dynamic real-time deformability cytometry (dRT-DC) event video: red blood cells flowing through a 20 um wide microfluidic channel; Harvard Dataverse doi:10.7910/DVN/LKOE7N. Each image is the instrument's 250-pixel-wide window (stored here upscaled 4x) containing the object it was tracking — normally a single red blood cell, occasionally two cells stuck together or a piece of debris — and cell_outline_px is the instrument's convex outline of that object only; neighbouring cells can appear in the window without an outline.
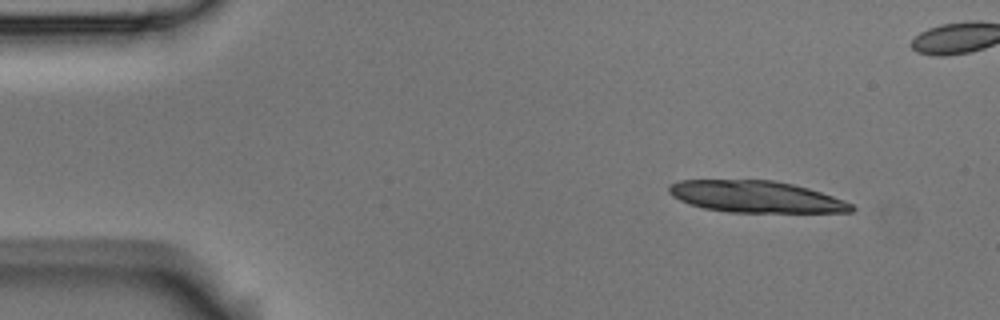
{"species": "Egyptian fruit bat (a non-hibernating species)", "species_latin": "Rousettus aegyptiacus", "temperature_condition": "room temperature", "stored_images_in_passage": 5, "camera_frame_rate_fps": 3000, "um_per_image_px": 0.085, "animal": {"sex": "male"}, "frame": {"image": 1, "passage_image": 1, "time_ms": 0.0, "image_size_px": [1000, 320], "cell_outline_px": [[856, 208], [852, 212], [728, 212], [704, 208], [688, 204], [672, 196], [668, 192], [668, 184], [680, 180], [772, 180], [792, 184], [808, 188], [844, 200], [852, 204]], "centroid_in_image_um": [64.22, 16.72], "position_along_channel_um": 20.8, "area_um2": 33.64}}